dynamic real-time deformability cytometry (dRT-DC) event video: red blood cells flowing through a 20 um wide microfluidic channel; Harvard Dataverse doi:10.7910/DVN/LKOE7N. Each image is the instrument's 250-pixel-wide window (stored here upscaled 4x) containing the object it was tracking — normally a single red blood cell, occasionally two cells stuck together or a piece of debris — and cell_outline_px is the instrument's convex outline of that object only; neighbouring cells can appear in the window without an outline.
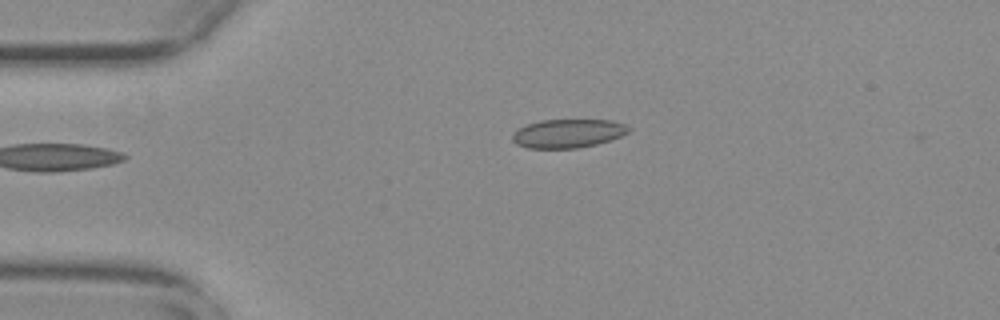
{"species": "common noctule bat (a hibernating species)", "species_latin": "Nyctalus noctula", "temperature_condition": "warm", "stored_images_in_passage": 44, "camera_frame_rate_fps": 3000, "um_per_image_px": 0.085, "animal": {"sex": "female", "body_mass_g": 29.2, "forearm_length_mm": 56.3}, "frame": {"image": 1, "passage_image": 1, "time_ms": 0.0, "image_size_px": [1000, 320], "cell_outline_px": [[632, 128], [628, 132], [620, 136], [596, 144], [576, 148], [528, 148], [516, 144], [512, 140], [512, 136], [520, 128], [528, 124], [540, 120], [612, 120], [624, 124]], "centroid_in_image_um": [48.28, 11.34], "position_along_channel_um": 36.7, "area_um2": 19.19}}
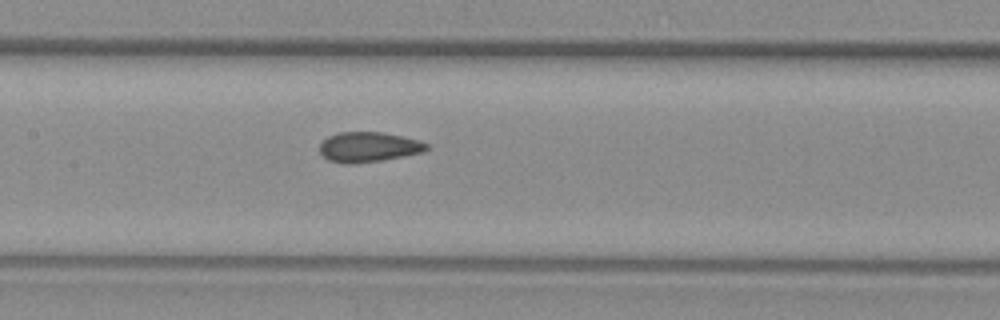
{"frame": {"image": 2, "passage_image": 15, "time_ms": 4.667, "image_size_px": [1000, 320], "cell_outline_px": [[428, 148], [424, 152], [380, 160], [352, 164], [348, 164], [328, 160], [320, 152], [320, 144], [328, 136], [340, 132], [384, 132], [416, 140], [428, 144]], "centroid_in_image_um": [31.3, 12.49], "position_along_channel_um": 176.1, "area_um2": 18.44}}
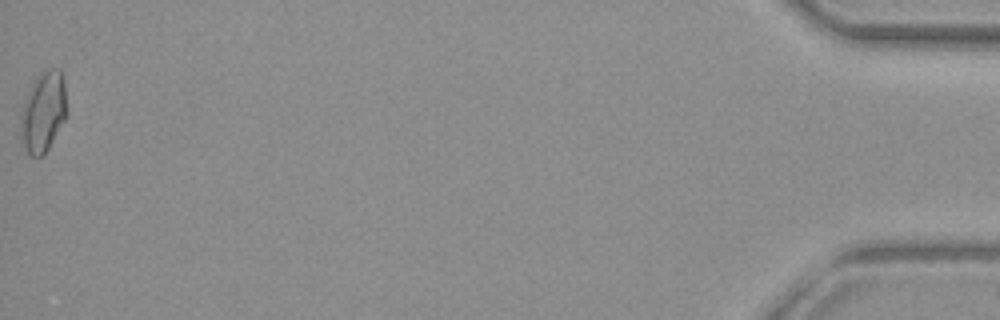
{"frame": {"image": 3, "passage_image": 44, "time_ms": 14.333, "image_size_px": [1000, 320], "cell_outline_px": [[68, 116], [44, 156], [32, 156], [24, 148], [20, 136], [24, 100], [36, 76], [44, 68], [60, 68], [64, 80], [68, 112]], "centroid_in_image_um": [3.72, 9.49], "position_along_channel_um": 431.5, "area_um2": 22.02}}